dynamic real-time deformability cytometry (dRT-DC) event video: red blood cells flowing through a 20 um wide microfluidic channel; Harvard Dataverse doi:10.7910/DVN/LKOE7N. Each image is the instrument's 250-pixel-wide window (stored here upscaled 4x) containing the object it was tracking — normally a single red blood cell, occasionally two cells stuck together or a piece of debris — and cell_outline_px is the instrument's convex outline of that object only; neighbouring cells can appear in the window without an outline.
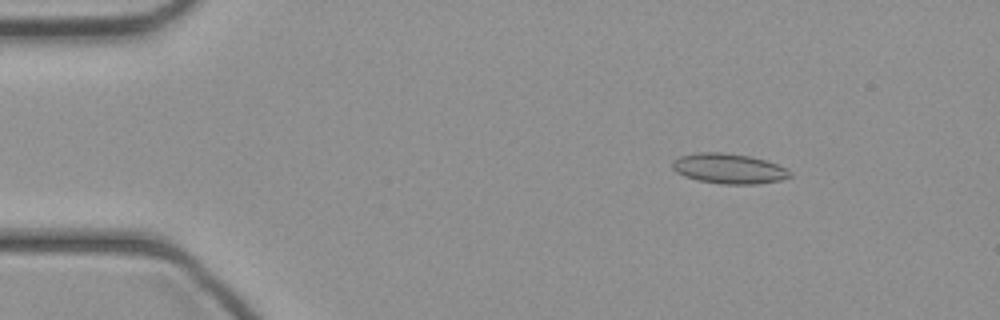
{"species": "common noctule bat (a hibernating species)", "species_latin": "Nyctalus noctula", "temperature_condition": "cold", "stored_images_in_passage": 41, "camera_frame_rate_fps": 3000, "um_per_image_px": 0.085, "animal": {"sex": "female", "body_mass_g": 21.9}, "frame": {"image": 1, "passage_image": 3, "time_ms": 0.667, "image_size_px": [1000, 320], "cell_outline_px": [[792, 176], [780, 180], [756, 184], [720, 184], [696, 180], [684, 176], [676, 172], [672, 168], [672, 160], [680, 156], [696, 152], [724, 152], [748, 156], [764, 160], [776, 164], [784, 168]], "centroid_in_image_um": [61.87, 14.33], "position_along_channel_um": 23.1, "area_um2": 20.58}}
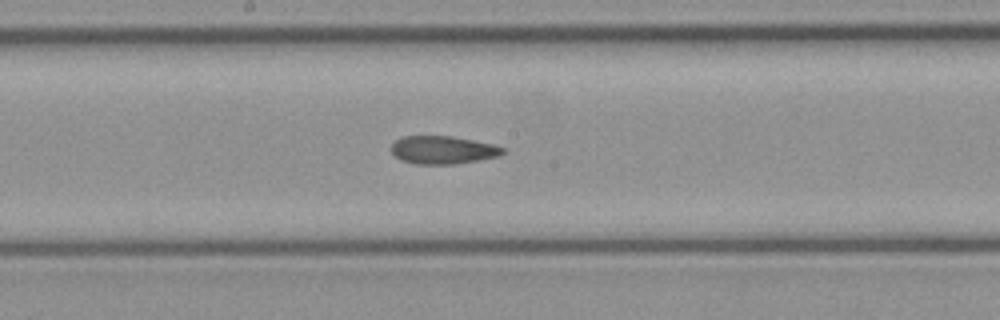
{"frame": {"image": 2, "passage_image": 20, "time_ms": 6.333, "image_size_px": [1000, 320], "cell_outline_px": [[504, 152], [500, 156], [452, 164], [416, 164], [400, 160], [388, 148], [400, 136], [452, 136], [492, 144], [504, 148]], "centroid_in_image_um": [37.59, 12.74], "position_along_channel_um": 210.6, "area_um2": 18.15}}
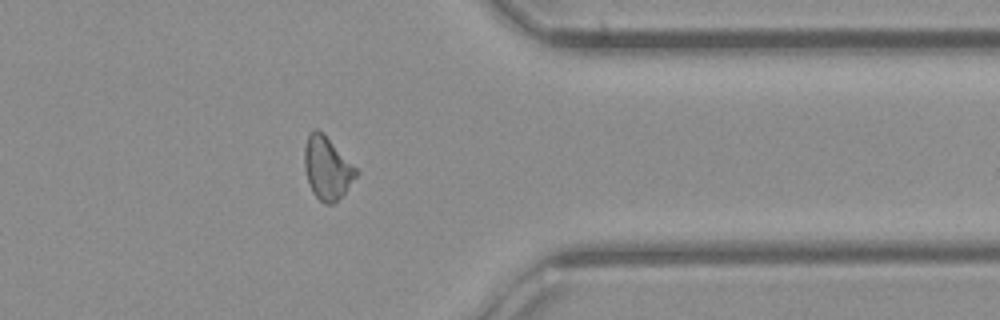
{"frame": {"image": 3, "passage_image": 32, "time_ms": 10.333, "image_size_px": [1000, 320], "cell_outline_px": [[360, 172], [344, 192], [332, 204], [324, 204], [312, 192], [308, 184], [304, 168], [304, 148], [308, 136], [316, 128]], "centroid_in_image_um": [27.77, 14.34], "position_along_channel_um": 383.6, "area_um2": 18.26}}